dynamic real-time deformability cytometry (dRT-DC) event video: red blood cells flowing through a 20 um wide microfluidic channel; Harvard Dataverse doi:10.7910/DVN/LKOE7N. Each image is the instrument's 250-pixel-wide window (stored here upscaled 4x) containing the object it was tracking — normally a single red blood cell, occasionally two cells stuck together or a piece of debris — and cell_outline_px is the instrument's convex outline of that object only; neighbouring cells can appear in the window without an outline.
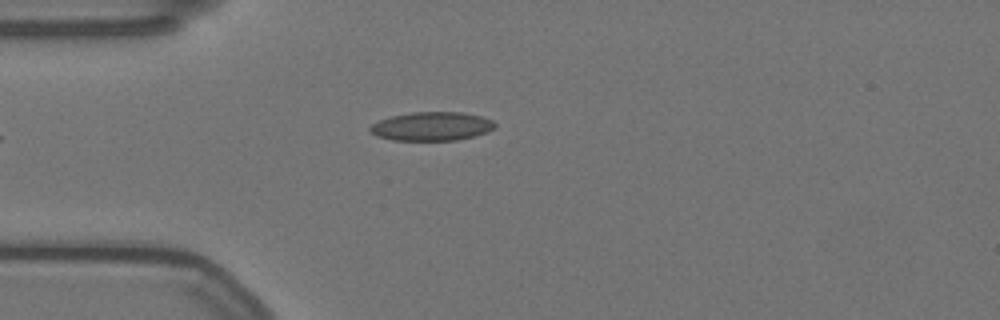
{"species": "Egyptian fruit bat (a non-hibernating species)", "species_latin": "Rousettus aegyptiacus", "temperature_condition": "warm", "stored_images_in_passage": 40, "camera_frame_rate_fps": 3000, "um_per_image_px": 0.085, "animal": {"sex": "female"}, "frame": {"image": 1, "passage_image": 1, "time_ms": 0.0, "image_size_px": [1000, 320], "cell_outline_px": [[496, 124], [488, 132], [456, 140], [392, 140], [376, 136], [368, 128], [372, 124], [380, 120], [392, 116], [412, 112], [460, 112], [480, 116], [492, 120]], "centroid_in_image_um": [36.68, 10.73], "position_along_channel_um": 48.3, "area_um2": 20.69}}
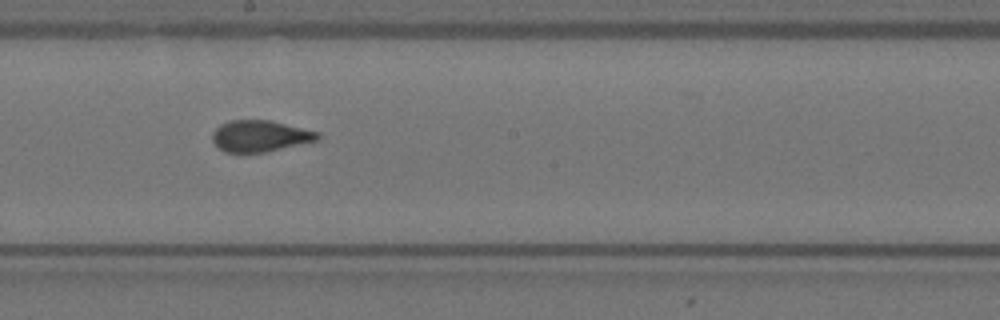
{"frame": {"image": 2, "passage_image": 17, "time_ms": 5.333, "image_size_px": [1000, 320], "cell_outline_px": [[320, 140], [264, 152], [224, 152], [212, 140], [212, 132], [220, 124], [228, 120], [268, 120], [320, 132]], "centroid_in_image_um": [22.11, 11.55], "position_along_channel_um": 226.1, "area_um2": 19.19}}
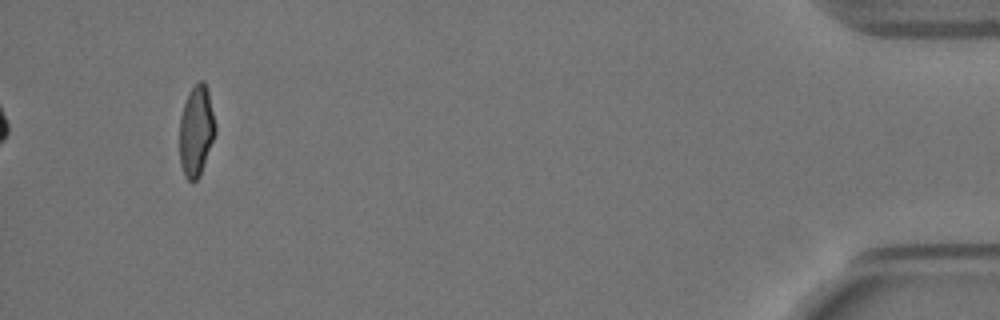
{"frame": {"image": 3, "passage_image": 40, "time_ms": 13.0, "image_size_px": [1000, 320], "cell_outline_px": [[216, 132], [200, 176], [196, 180], [188, 180], [184, 176], [180, 164], [180, 116], [184, 104], [192, 88], [200, 80], [204, 80], [208, 88], [216, 128]], "centroid_in_image_um": [16.69, 11.14], "position_along_channel_um": 418.5, "area_um2": 18.84}, "authors_computed_cell_mechanics": {"area_um2": 19.652, "velocity_mm_per_s": 3.5249, "shape_relaxation_time_tau1_ms": 8.3639, "shape_relaxation_time_tau2_ms": 1.0719, "deformation_change_tau1": 0.1809, "deformation_change_tau2": 0.0875}}